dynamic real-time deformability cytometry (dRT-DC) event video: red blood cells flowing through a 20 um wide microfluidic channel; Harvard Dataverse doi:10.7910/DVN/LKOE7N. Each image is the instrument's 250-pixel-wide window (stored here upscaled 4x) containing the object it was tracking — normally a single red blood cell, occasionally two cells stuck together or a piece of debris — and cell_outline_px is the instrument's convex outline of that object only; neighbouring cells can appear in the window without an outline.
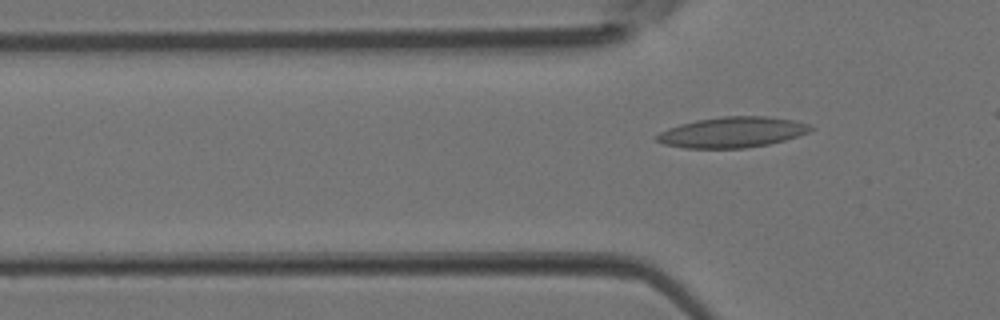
{"species": "Egyptian fruit bat (a non-hibernating species)", "species_latin": "Rousettus aegyptiacus", "temperature_condition": "room temperature", "stored_images_in_passage": 4, "camera_frame_rate_fps": 3000, "um_per_image_px": 0.085, "animal": {"sex": "female"}, "frame": {"image": 1, "passage_image": 4, "time_ms": 1.0, "image_size_px": [1000, 320], "cell_outline_px": [[816, 128], [808, 132], [784, 140], [768, 144], [744, 148], [684, 148], [664, 144], [656, 140], [652, 136], [668, 128], [680, 124], [696, 120], [720, 116], [768, 116], [792, 120], [808, 124]], "centroid_in_image_um": [62.2, 11.24], "position_along_channel_um": 63.6, "area_um2": 27.46}}